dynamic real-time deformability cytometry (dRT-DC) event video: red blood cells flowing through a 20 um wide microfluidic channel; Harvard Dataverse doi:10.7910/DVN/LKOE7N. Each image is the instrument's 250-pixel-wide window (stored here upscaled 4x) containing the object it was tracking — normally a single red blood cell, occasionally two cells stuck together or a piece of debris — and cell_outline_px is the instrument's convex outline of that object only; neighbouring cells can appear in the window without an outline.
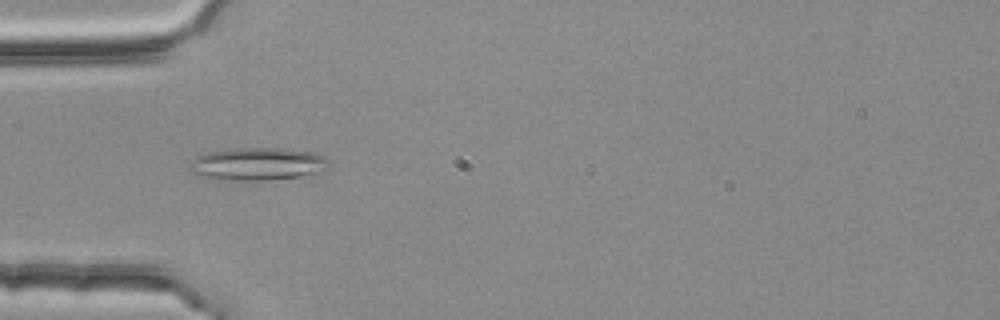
{"species": "common noctule bat (a hibernating species)", "species_latin": "Nyctalus noctula", "temperature_condition": "room temperature", "stored_images_in_passage": 5, "camera_frame_rate_fps": 3000, "um_per_image_px": 0.085, "animal": {"sex": "female", "body_mass_g": 25.1}, "frame": {"image": 1, "passage_image": 4, "time_ms": 1.0, "image_size_px": [1000, 320], "cell_outline_px": [[332, 164], [320, 172], [296, 176], [268, 180], [212, 180], [200, 176], [192, 172], [188, 168], [188, 164], [196, 156], [208, 152], [236, 148], [284, 148], [316, 152], [324, 156]], "centroid_in_image_um": [21.87, 13.93], "position_along_channel_um": 63.1, "area_um2": 26.88}}